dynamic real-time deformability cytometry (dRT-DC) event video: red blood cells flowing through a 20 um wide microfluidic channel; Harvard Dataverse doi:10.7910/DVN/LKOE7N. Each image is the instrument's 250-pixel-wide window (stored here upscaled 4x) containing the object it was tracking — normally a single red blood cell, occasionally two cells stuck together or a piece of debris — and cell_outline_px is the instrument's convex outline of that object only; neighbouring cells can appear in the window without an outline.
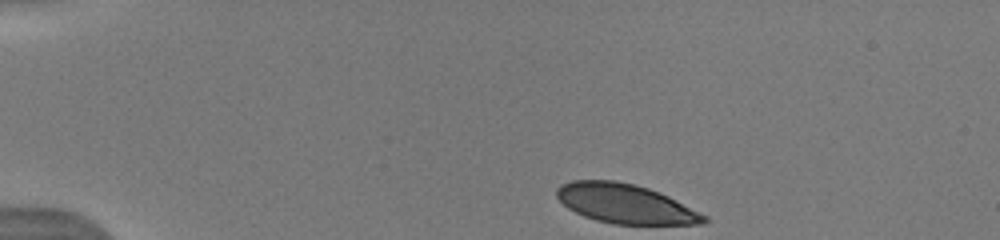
{"species": "human", "species_latin": "Homo sapiens", "temperature_condition": "warm", "stored_images_in_passage": 36, "camera_frame_rate_fps": 3000, "um_per_image_px": 0.085, "donor": {"sex": "male"}, "frame": {"image": 1, "passage_image": 1, "time_ms": 0.0, "image_size_px": [1000, 240], "cell_outline_px": [[708, 220], [704, 224], [612, 224], [596, 220], [584, 216], [568, 208], [556, 196], [556, 188], [560, 184], [572, 180], [616, 180], [636, 184], [660, 192], [708, 216]], "centroid_in_image_um": [53.15, 17.31], "position_along_channel_um": 31.9, "area_um2": 33.87}}
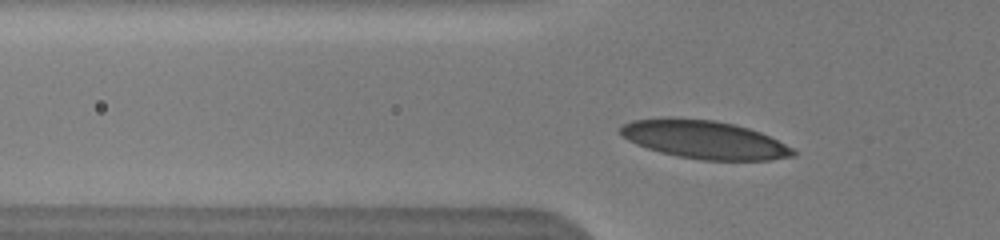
{"frame": {"image": 2, "passage_image": 12, "time_ms": 2.667, "image_size_px": [1000, 240], "cell_outline_px": [[796, 156], [768, 160], [704, 160], [680, 156], [660, 152], [636, 144], [628, 140], [620, 132], [620, 128], [624, 124], [632, 120], [712, 120], [736, 124], [760, 132], [792, 148], [796, 152]], "centroid_in_image_um": [59.94, 11.9], "position_along_channel_um": 65.9, "area_um2": 37.22}}
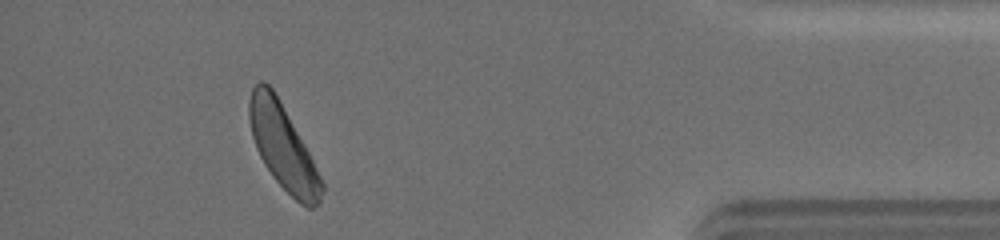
{"frame": {"image": 3, "passage_image": 33, "time_ms": 12.333, "image_size_px": [1000, 240], "cell_outline_px": [[324, 188], [320, 204], [312, 208], [308, 208], [300, 204], [272, 176], [264, 164], [256, 148], [252, 136], [248, 116], [248, 104], [252, 88], [260, 80], [264, 80], [272, 88], [280, 100], [304, 144], [324, 184]], "centroid_in_image_um": [24.04, 12.49], "position_along_channel_um": 411.2, "area_um2": 35.43}, "authors_computed_cell_mechanics": {"area_um2": 36.125, "velocity_mm_per_s": 4.0349, "shape_relaxation_time_tau1_ms": 1.7114, "shape_relaxation_time_tau2_ms": null, "deformation_change_tau1": 0.099, "deformation_change_tau2": null}}